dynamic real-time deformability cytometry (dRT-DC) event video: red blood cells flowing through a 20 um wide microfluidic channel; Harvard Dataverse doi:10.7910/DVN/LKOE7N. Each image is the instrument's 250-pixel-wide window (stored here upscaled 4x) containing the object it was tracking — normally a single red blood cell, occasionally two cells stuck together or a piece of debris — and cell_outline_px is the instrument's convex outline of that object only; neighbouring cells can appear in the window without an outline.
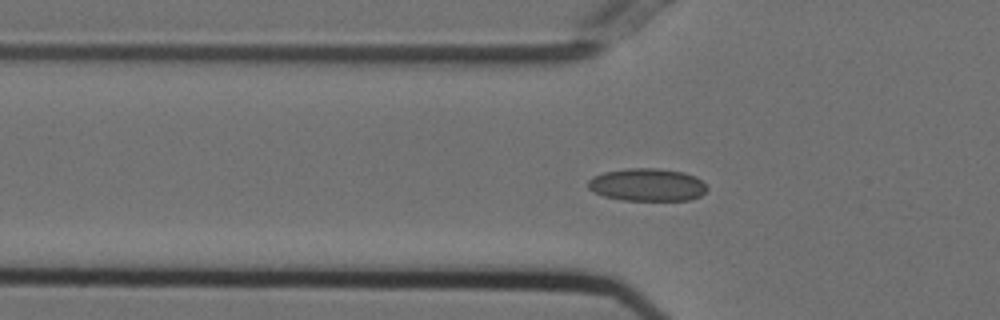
{"species": "Egyptian fruit bat (a non-hibernating species)", "species_latin": "Rousettus aegyptiacus", "temperature_condition": "cold", "stored_images_in_passage": 50, "camera_frame_rate_fps": 3000, "um_per_image_px": 0.085, "animal": {"sex": "female"}, "frame": {"image": 1, "passage_image": 14, "time_ms": 4.333, "image_size_px": [1000, 320], "cell_outline_px": [[708, 188], [700, 196], [688, 200], [624, 200], [604, 196], [588, 188], [588, 180], [592, 176], [604, 172], [628, 168], [656, 168], [684, 172], [696, 176]], "centroid_in_image_um": [55.01, 15.7], "position_along_channel_um": 70.8, "area_um2": 22.6}}
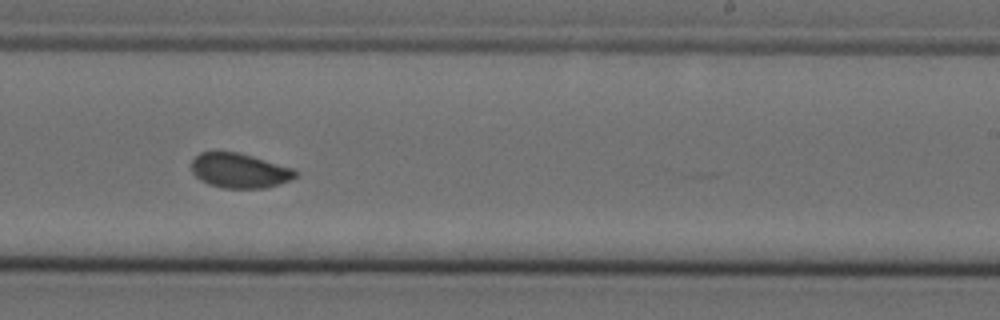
{"frame": {"image": 2, "passage_image": 30, "time_ms": 9.667, "image_size_px": [1000, 320], "cell_outline_px": [[296, 176], [280, 184], [264, 188], [220, 188], [208, 184], [200, 180], [192, 172], [192, 160], [200, 152], [236, 152], [252, 156], [292, 168], [296, 172]], "centroid_in_image_um": [20.32, 14.51], "position_along_channel_um": 268.7, "area_um2": 20.81}}
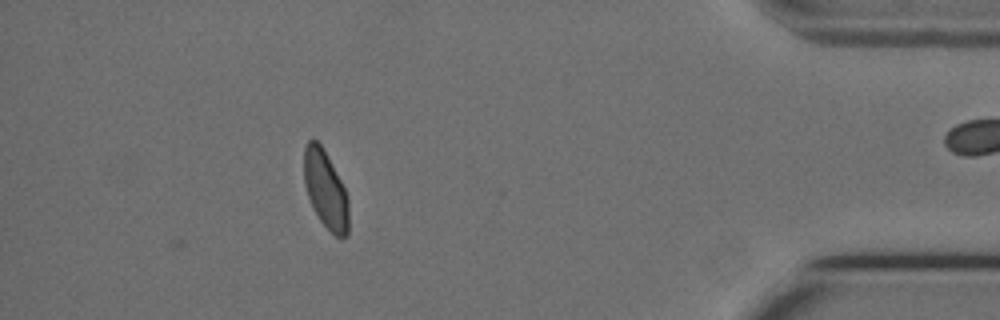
{"frame": {"image": 3, "passage_image": 45, "time_ms": 14.667, "image_size_px": [1000, 320], "cell_outline_px": [[348, 236], [336, 236], [320, 220], [312, 208], [304, 184], [304, 148], [308, 140], [316, 140], [320, 144], [340, 180], [344, 188], [348, 200]], "centroid_in_image_um": [27.65, 16.13], "position_along_channel_um": 407.5, "area_um2": 19.83}, "authors_computed_cell_mechanics": {"area_um2": 21.4438, "velocity_mm_per_s": 3.7163, "shape_relaxation_time_tau1_ms": 8.6048, "shape_relaxation_time_tau2_ms": 1.6162, "deformation_change_tau1": 0.1247, "deformation_change_tau2": 0.0388}}